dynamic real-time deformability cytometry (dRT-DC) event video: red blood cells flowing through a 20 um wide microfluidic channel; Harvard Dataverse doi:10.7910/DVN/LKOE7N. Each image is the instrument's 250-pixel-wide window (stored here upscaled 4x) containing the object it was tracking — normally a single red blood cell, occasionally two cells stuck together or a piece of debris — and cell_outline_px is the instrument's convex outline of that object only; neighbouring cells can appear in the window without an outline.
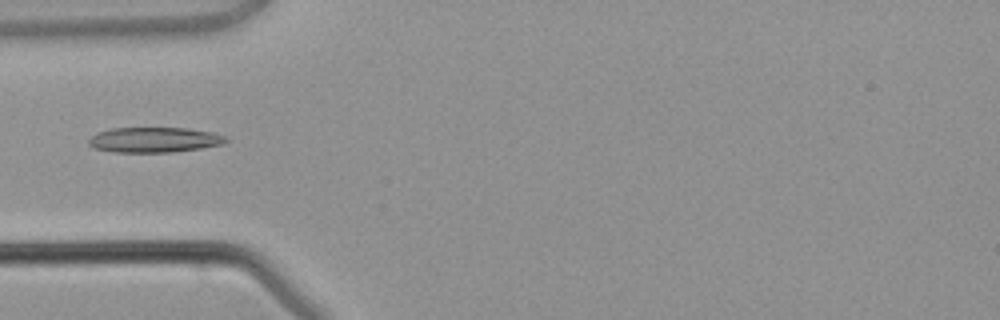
{"species": "common noctule bat (a hibernating species)", "species_latin": "Nyctalus noctula", "temperature_condition": "warm", "stored_images_in_passage": 2, "camera_frame_rate_fps": 3000, "um_per_image_px": 0.085, "animal": {"sex": "male", "body_mass_g": 21.5, "forearm_length_mm": 52.0}, "frame": {"image": 1, "passage_image": 1, "time_ms": 0.0, "image_size_px": [1000, 320], "cell_outline_px": [[228, 140], [224, 144], [200, 148], [172, 152], [112, 152], [92, 148], [88, 144], [88, 140], [92, 136], [100, 132], [112, 128], [188, 128], [212, 132], [224, 136]], "centroid_in_image_um": [13.1, 11.89], "position_along_channel_um": 71.9, "area_um2": 20.11}}
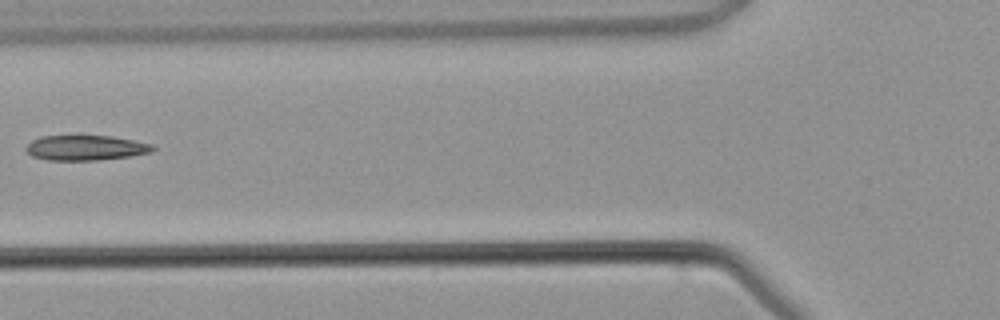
{"frame": {"image": 2, "passage_image": 2, "time_ms": 1.0, "image_size_px": [1000, 320], "cell_outline_px": [[156, 148], [152, 152], [128, 156], [100, 160], [48, 160], [32, 156], [24, 148], [32, 140], [40, 136], [76, 132], [112, 136], [152, 144]], "centroid_in_image_um": [7.23, 12.5], "position_along_channel_um": 118.6, "area_um2": 19.48}}